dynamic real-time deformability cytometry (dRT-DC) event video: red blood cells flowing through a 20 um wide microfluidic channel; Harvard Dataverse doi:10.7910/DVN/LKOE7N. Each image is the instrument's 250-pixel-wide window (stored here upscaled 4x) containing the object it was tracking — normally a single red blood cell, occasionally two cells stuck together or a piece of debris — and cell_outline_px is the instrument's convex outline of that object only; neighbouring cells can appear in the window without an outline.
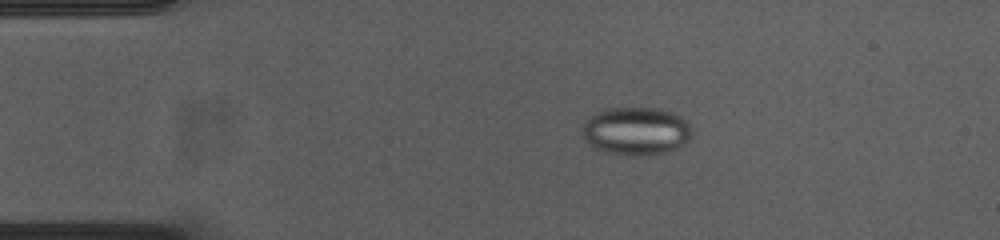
{"species": "common noctule bat (a hibernating species)", "species_latin": "Nyctalus noctula", "temperature_condition": "cold", "stored_images_in_passage": 50, "camera_frame_rate_fps": 3000, "um_per_image_px": 0.085, "animal": {"sex": "female", "body_mass_g": 23.0, "forearm_length_mm": 53.4}, "frame": {"image": 1, "passage_image": 6, "time_ms": 1.667, "image_size_px": [1000, 240], "cell_outline_px": [[692, 132], [688, 140], [684, 144], [668, 152], [648, 156], [628, 156], [608, 152], [592, 148], [584, 140], [584, 124], [592, 116], [608, 108], [660, 108], [672, 112], [680, 116], [688, 124]], "centroid_in_image_um": [54.09, 11.17], "position_along_channel_um": 30.9, "area_um2": 30.63}}
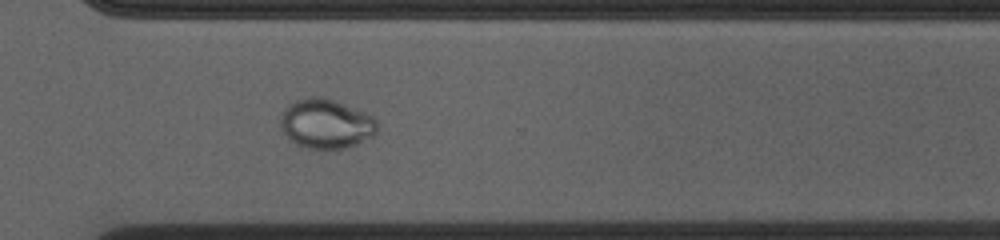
{"frame": {"image": 2, "passage_image": 35, "time_ms": 11.333, "image_size_px": [1000, 240], "cell_outline_px": [[376, 132], [372, 136], [356, 144], [336, 152], [308, 148], [296, 144], [280, 128], [280, 120], [284, 108], [288, 104], [296, 100], [308, 96], [320, 96], [332, 100], [364, 112], [372, 116], [376, 120]], "centroid_in_image_um": [27.69, 10.55], "position_along_channel_um": 342.9, "area_um2": 28.09}}
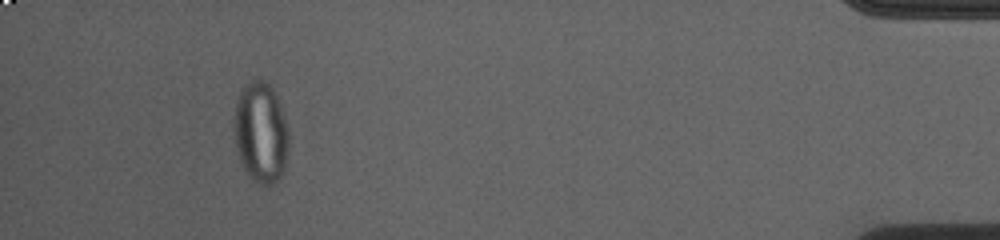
{"frame": {"image": 3, "passage_image": 46, "time_ms": 15.0, "image_size_px": [1000, 240], "cell_outline_px": [[288, 148], [284, 172], [280, 180], [272, 184], [260, 184], [248, 176], [240, 160], [236, 148], [232, 128], [236, 100], [244, 84], [252, 80], [264, 80], [272, 88], [276, 96], [288, 128]], "centroid_in_image_um": [22.15, 11.28], "position_along_channel_um": 413.1, "area_um2": 32.43}, "authors_computed_cell_mechanics": {"area_um2": 29.9115, "velocity_mm_per_s": 3.7186, "shape_relaxation_time_tau1_ms": null, "shape_relaxation_time_tau2_ms": 1.082, "deformation_change_tau1": null, "deformation_change_tau2": 0.0212}}